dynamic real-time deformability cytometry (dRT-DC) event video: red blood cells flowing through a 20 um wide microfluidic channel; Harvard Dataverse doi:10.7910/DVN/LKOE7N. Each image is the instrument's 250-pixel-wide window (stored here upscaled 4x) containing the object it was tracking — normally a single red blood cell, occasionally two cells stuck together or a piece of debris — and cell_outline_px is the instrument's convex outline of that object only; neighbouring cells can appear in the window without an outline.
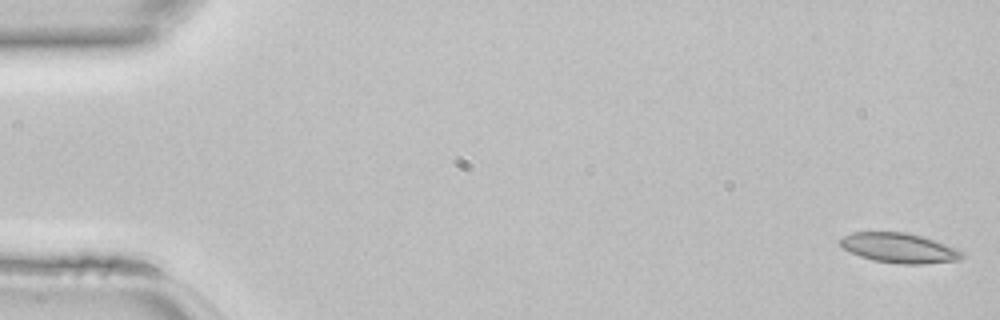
{"species": "common noctule bat (a hibernating species)", "species_latin": "Nyctalus noctula", "temperature_condition": "room temperature", "stored_images_in_passage": 21, "camera_frame_rate_fps": 3000, "um_per_image_px": 0.085, "animal": {"sex": "female", "body_mass_g": 22.7, "forearm_length_mm": 54.2}, "frame": {"image": 1, "passage_image": 1, "time_ms": 0.0, "image_size_px": [1000, 320], "cell_outline_px": [[964, 256], [956, 260], [920, 264], [896, 264], [872, 260], [860, 256], [844, 248], [840, 244], [840, 240], [844, 236], [852, 232], [908, 232], [956, 248], [964, 252]], "centroid_in_image_um": [76.42, 21.08], "position_along_channel_um": 8.6, "area_um2": 20.92}}
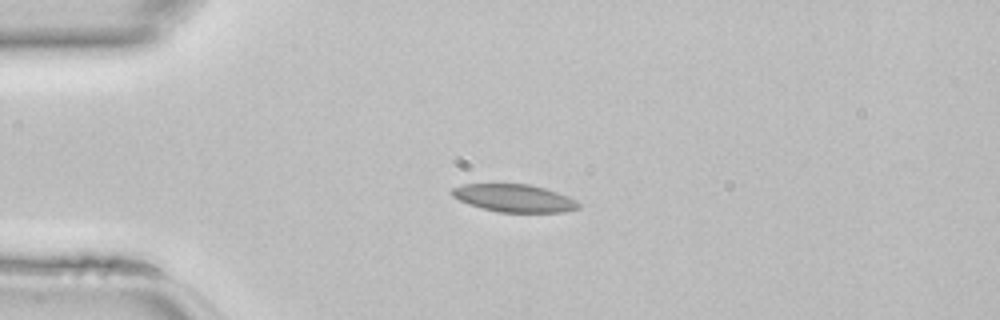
{"frame": {"image": 2, "passage_image": 11, "time_ms": 3.333, "image_size_px": [1000, 320], "cell_outline_px": [[580, 208], [564, 212], [500, 212], [480, 208], [468, 204], [452, 196], [448, 192], [452, 188], [464, 184], [528, 184], [544, 188], [568, 196], [576, 200], [580, 204]], "centroid_in_image_um": [43.68, 16.84], "position_along_channel_um": 41.3, "area_um2": 20.46}}
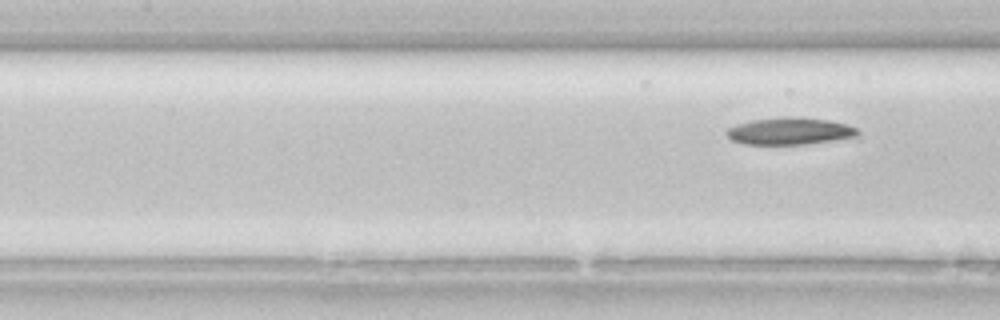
{"frame": {"image": 3, "passage_image": 21, "time_ms": 6.667, "image_size_px": [1000, 320], "cell_outline_px": [[860, 136], [808, 144], [744, 144], [732, 140], [724, 132], [728, 128], [736, 124], [752, 120], [784, 116], [792, 116], [828, 120], [844, 124], [856, 128], [860, 132]], "centroid_in_image_um": [67.12, 11.14], "position_along_channel_um": 140.3, "area_um2": 20.75}}